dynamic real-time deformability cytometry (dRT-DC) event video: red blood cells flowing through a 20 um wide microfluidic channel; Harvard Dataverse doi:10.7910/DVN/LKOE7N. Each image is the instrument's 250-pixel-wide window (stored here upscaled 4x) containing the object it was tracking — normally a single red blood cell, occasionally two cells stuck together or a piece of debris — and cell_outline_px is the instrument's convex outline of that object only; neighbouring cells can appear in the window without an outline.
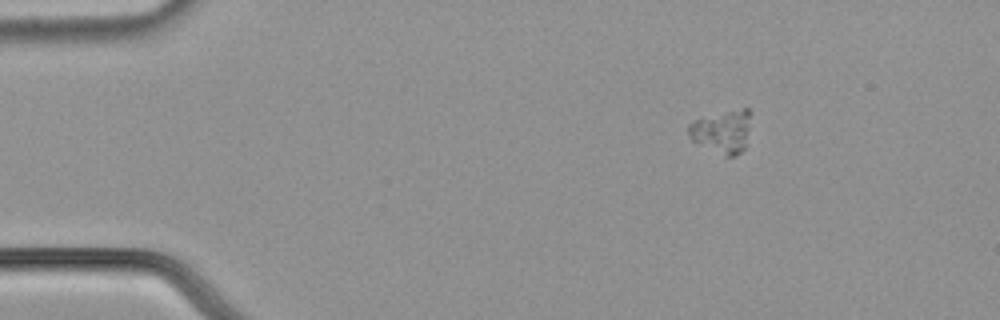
{"species": "common noctule bat (a hibernating species)", "species_latin": "Nyctalus noctula", "temperature_condition": "cold", "stored_images_in_passage": 50, "camera_frame_rate_fps": 3000, "um_per_image_px": 0.085, "animal": {"sex": "male", "body_mass_g": 21.5, "forearm_length_mm": 52.0}, "frame": {"image": 1, "passage_image": 1, "time_ms": 0.0, "image_size_px": [1000, 320], "cell_outline_px": [[748, 128], [744, 148], [736, 156], [724, 156], [692, 140], [688, 136], [688, 124], [700, 116], [744, 108], [748, 108]], "centroid_in_image_um": [61.32, 11.17], "position_along_channel_um": 23.7, "area_um2": 15.37}}
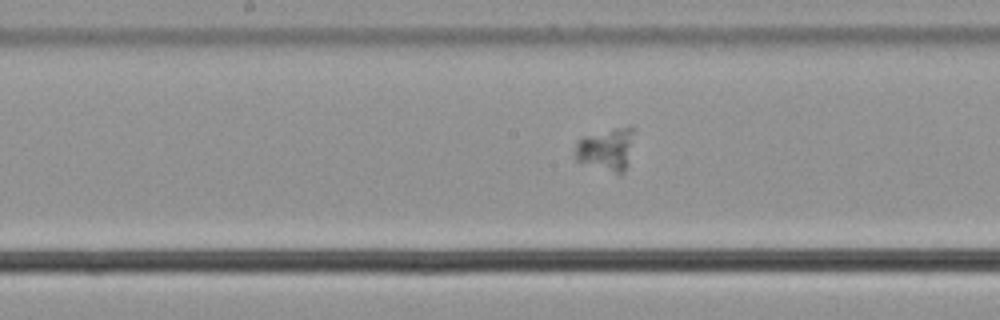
{"frame": {"image": 2, "passage_image": 24, "time_ms": 7.667, "image_size_px": [1000, 320], "cell_outline_px": [[632, 132], [624, 172], [620, 176], [576, 160], [576, 140], [584, 136], [632, 124]], "centroid_in_image_um": [51.5, 12.7], "position_along_channel_um": 196.7, "area_um2": 14.16}}
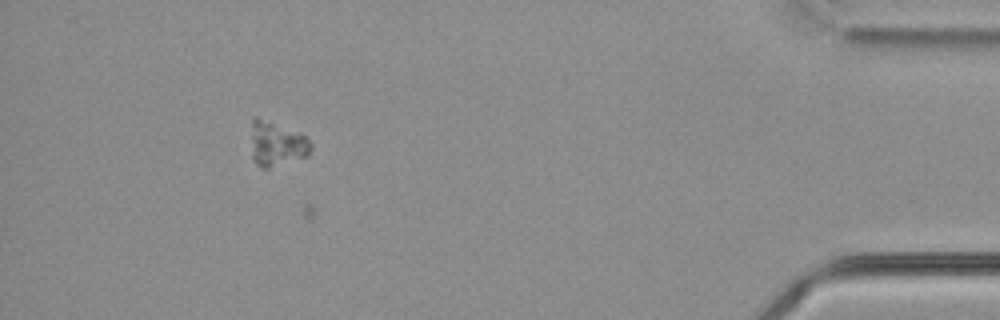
{"frame": {"image": 3, "passage_image": 49, "time_ms": 16.0, "image_size_px": [1000, 320], "cell_outline_px": [[312, 148], [308, 156], [268, 168], [264, 168], [256, 164], [252, 160], [252, 120], [256, 116], [300, 132], [312, 144]], "centroid_in_image_um": [23.53, 12.23], "position_along_channel_um": 411.7, "area_um2": 15.55}}